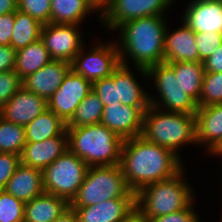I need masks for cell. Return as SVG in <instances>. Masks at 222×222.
I'll return each instance as SVG.
<instances>
[{"label":"cell","mask_w":222,"mask_h":222,"mask_svg":"<svg viewBox=\"0 0 222 222\" xmlns=\"http://www.w3.org/2000/svg\"><path fill=\"white\" fill-rule=\"evenodd\" d=\"M183 164L174 151L149 142L141 135L122 142L119 166L135 194L147 185L177 175L185 168Z\"/></svg>","instance_id":"obj_1"},{"label":"cell","mask_w":222,"mask_h":222,"mask_svg":"<svg viewBox=\"0 0 222 222\" xmlns=\"http://www.w3.org/2000/svg\"><path fill=\"white\" fill-rule=\"evenodd\" d=\"M165 16L153 15L132 19L115 30L119 35L116 43L121 64L130 66L129 61H132L134 68L139 71L137 73L145 80H148L149 67L164 62V39L169 25Z\"/></svg>","instance_id":"obj_2"},{"label":"cell","mask_w":222,"mask_h":222,"mask_svg":"<svg viewBox=\"0 0 222 222\" xmlns=\"http://www.w3.org/2000/svg\"><path fill=\"white\" fill-rule=\"evenodd\" d=\"M195 129L194 114L165 112L150 105L143 115L141 136L181 157L180 148L196 145Z\"/></svg>","instance_id":"obj_3"},{"label":"cell","mask_w":222,"mask_h":222,"mask_svg":"<svg viewBox=\"0 0 222 222\" xmlns=\"http://www.w3.org/2000/svg\"><path fill=\"white\" fill-rule=\"evenodd\" d=\"M68 149L88 166L117 165L123 140L105 125L67 127Z\"/></svg>","instance_id":"obj_4"},{"label":"cell","mask_w":222,"mask_h":222,"mask_svg":"<svg viewBox=\"0 0 222 222\" xmlns=\"http://www.w3.org/2000/svg\"><path fill=\"white\" fill-rule=\"evenodd\" d=\"M185 170L169 179L147 185L136 193V208L148 221L181 211L196 200L192 185L185 180Z\"/></svg>","instance_id":"obj_5"},{"label":"cell","mask_w":222,"mask_h":222,"mask_svg":"<svg viewBox=\"0 0 222 222\" xmlns=\"http://www.w3.org/2000/svg\"><path fill=\"white\" fill-rule=\"evenodd\" d=\"M116 198H136L119 164L89 166L70 207H86Z\"/></svg>","instance_id":"obj_6"},{"label":"cell","mask_w":222,"mask_h":222,"mask_svg":"<svg viewBox=\"0 0 222 222\" xmlns=\"http://www.w3.org/2000/svg\"><path fill=\"white\" fill-rule=\"evenodd\" d=\"M148 82L153 80L156 97L149 93V103L165 112L196 114L197 102L183 89L173 68L166 62L156 64L147 69ZM158 98V99H157Z\"/></svg>","instance_id":"obj_7"},{"label":"cell","mask_w":222,"mask_h":222,"mask_svg":"<svg viewBox=\"0 0 222 222\" xmlns=\"http://www.w3.org/2000/svg\"><path fill=\"white\" fill-rule=\"evenodd\" d=\"M88 167L67 149L42 171L44 192L63 198L70 204L83 183Z\"/></svg>","instance_id":"obj_8"},{"label":"cell","mask_w":222,"mask_h":222,"mask_svg":"<svg viewBox=\"0 0 222 222\" xmlns=\"http://www.w3.org/2000/svg\"><path fill=\"white\" fill-rule=\"evenodd\" d=\"M71 69L93 83L96 80L111 76L121 64L116 40L101 43L96 42L88 51L85 45L73 58Z\"/></svg>","instance_id":"obj_9"},{"label":"cell","mask_w":222,"mask_h":222,"mask_svg":"<svg viewBox=\"0 0 222 222\" xmlns=\"http://www.w3.org/2000/svg\"><path fill=\"white\" fill-rule=\"evenodd\" d=\"M174 1L177 0H111L99 23L112 33L126 21L146 16L165 15Z\"/></svg>","instance_id":"obj_10"},{"label":"cell","mask_w":222,"mask_h":222,"mask_svg":"<svg viewBox=\"0 0 222 222\" xmlns=\"http://www.w3.org/2000/svg\"><path fill=\"white\" fill-rule=\"evenodd\" d=\"M80 25L48 23L43 25L41 40L52 60L71 63L84 46ZM83 37V38H82Z\"/></svg>","instance_id":"obj_11"},{"label":"cell","mask_w":222,"mask_h":222,"mask_svg":"<svg viewBox=\"0 0 222 222\" xmlns=\"http://www.w3.org/2000/svg\"><path fill=\"white\" fill-rule=\"evenodd\" d=\"M91 90L92 83L70 69L59 88L48 99V109L68 123L77 106Z\"/></svg>","instance_id":"obj_12"},{"label":"cell","mask_w":222,"mask_h":222,"mask_svg":"<svg viewBox=\"0 0 222 222\" xmlns=\"http://www.w3.org/2000/svg\"><path fill=\"white\" fill-rule=\"evenodd\" d=\"M149 107H133L121 103L104 106L101 124L122 140L141 135L143 115Z\"/></svg>","instance_id":"obj_13"},{"label":"cell","mask_w":222,"mask_h":222,"mask_svg":"<svg viewBox=\"0 0 222 222\" xmlns=\"http://www.w3.org/2000/svg\"><path fill=\"white\" fill-rule=\"evenodd\" d=\"M48 108L45 98L21 87L1 108L0 116L6 121L26 126Z\"/></svg>","instance_id":"obj_14"},{"label":"cell","mask_w":222,"mask_h":222,"mask_svg":"<svg viewBox=\"0 0 222 222\" xmlns=\"http://www.w3.org/2000/svg\"><path fill=\"white\" fill-rule=\"evenodd\" d=\"M188 4L181 21L190 29L222 33V0H190Z\"/></svg>","instance_id":"obj_15"},{"label":"cell","mask_w":222,"mask_h":222,"mask_svg":"<svg viewBox=\"0 0 222 222\" xmlns=\"http://www.w3.org/2000/svg\"><path fill=\"white\" fill-rule=\"evenodd\" d=\"M70 69L71 64L69 62L51 60L35 73L22 79V87L48 101L59 88Z\"/></svg>","instance_id":"obj_16"},{"label":"cell","mask_w":222,"mask_h":222,"mask_svg":"<svg viewBox=\"0 0 222 222\" xmlns=\"http://www.w3.org/2000/svg\"><path fill=\"white\" fill-rule=\"evenodd\" d=\"M68 149V135H61L41 142H27L20 154V164L43 171Z\"/></svg>","instance_id":"obj_17"},{"label":"cell","mask_w":222,"mask_h":222,"mask_svg":"<svg viewBox=\"0 0 222 222\" xmlns=\"http://www.w3.org/2000/svg\"><path fill=\"white\" fill-rule=\"evenodd\" d=\"M178 29L167 26L164 39V62H201L195 32L183 21Z\"/></svg>","instance_id":"obj_18"},{"label":"cell","mask_w":222,"mask_h":222,"mask_svg":"<svg viewBox=\"0 0 222 222\" xmlns=\"http://www.w3.org/2000/svg\"><path fill=\"white\" fill-rule=\"evenodd\" d=\"M195 128L196 144L209 155L222 141V104L198 107Z\"/></svg>","instance_id":"obj_19"},{"label":"cell","mask_w":222,"mask_h":222,"mask_svg":"<svg viewBox=\"0 0 222 222\" xmlns=\"http://www.w3.org/2000/svg\"><path fill=\"white\" fill-rule=\"evenodd\" d=\"M78 222H119L136 208V198H116L86 207H71Z\"/></svg>","instance_id":"obj_20"},{"label":"cell","mask_w":222,"mask_h":222,"mask_svg":"<svg viewBox=\"0 0 222 222\" xmlns=\"http://www.w3.org/2000/svg\"><path fill=\"white\" fill-rule=\"evenodd\" d=\"M4 190L24 203L44 192L42 171L20 164Z\"/></svg>","instance_id":"obj_21"},{"label":"cell","mask_w":222,"mask_h":222,"mask_svg":"<svg viewBox=\"0 0 222 222\" xmlns=\"http://www.w3.org/2000/svg\"><path fill=\"white\" fill-rule=\"evenodd\" d=\"M131 69L128 65L120 64L111 74L115 84H118L119 103L133 107H149V92L144 90Z\"/></svg>","instance_id":"obj_22"},{"label":"cell","mask_w":222,"mask_h":222,"mask_svg":"<svg viewBox=\"0 0 222 222\" xmlns=\"http://www.w3.org/2000/svg\"><path fill=\"white\" fill-rule=\"evenodd\" d=\"M69 207L65 199L43 192L25 203L24 222H53Z\"/></svg>","instance_id":"obj_23"},{"label":"cell","mask_w":222,"mask_h":222,"mask_svg":"<svg viewBox=\"0 0 222 222\" xmlns=\"http://www.w3.org/2000/svg\"><path fill=\"white\" fill-rule=\"evenodd\" d=\"M48 50L41 39L16 51L14 71L24 79L51 61Z\"/></svg>","instance_id":"obj_24"},{"label":"cell","mask_w":222,"mask_h":222,"mask_svg":"<svg viewBox=\"0 0 222 222\" xmlns=\"http://www.w3.org/2000/svg\"><path fill=\"white\" fill-rule=\"evenodd\" d=\"M24 128L27 142H41L61 135L66 130L67 123L47 108Z\"/></svg>","instance_id":"obj_25"},{"label":"cell","mask_w":222,"mask_h":222,"mask_svg":"<svg viewBox=\"0 0 222 222\" xmlns=\"http://www.w3.org/2000/svg\"><path fill=\"white\" fill-rule=\"evenodd\" d=\"M51 23L80 25L94 10L86 0H50Z\"/></svg>","instance_id":"obj_26"},{"label":"cell","mask_w":222,"mask_h":222,"mask_svg":"<svg viewBox=\"0 0 222 222\" xmlns=\"http://www.w3.org/2000/svg\"><path fill=\"white\" fill-rule=\"evenodd\" d=\"M174 70L176 78L184 91L199 103L205 69L203 62H172L168 63Z\"/></svg>","instance_id":"obj_27"},{"label":"cell","mask_w":222,"mask_h":222,"mask_svg":"<svg viewBox=\"0 0 222 222\" xmlns=\"http://www.w3.org/2000/svg\"><path fill=\"white\" fill-rule=\"evenodd\" d=\"M14 30L10 46L16 51L38 41L41 38L43 24L29 14L19 10L14 12Z\"/></svg>","instance_id":"obj_28"},{"label":"cell","mask_w":222,"mask_h":222,"mask_svg":"<svg viewBox=\"0 0 222 222\" xmlns=\"http://www.w3.org/2000/svg\"><path fill=\"white\" fill-rule=\"evenodd\" d=\"M104 106L98 95L91 90L84 100L77 106L76 112L67 127H81L99 124Z\"/></svg>","instance_id":"obj_29"},{"label":"cell","mask_w":222,"mask_h":222,"mask_svg":"<svg viewBox=\"0 0 222 222\" xmlns=\"http://www.w3.org/2000/svg\"><path fill=\"white\" fill-rule=\"evenodd\" d=\"M27 143L24 126L0 116V152L20 155Z\"/></svg>","instance_id":"obj_30"},{"label":"cell","mask_w":222,"mask_h":222,"mask_svg":"<svg viewBox=\"0 0 222 222\" xmlns=\"http://www.w3.org/2000/svg\"><path fill=\"white\" fill-rule=\"evenodd\" d=\"M222 104V72H205L198 107Z\"/></svg>","instance_id":"obj_31"},{"label":"cell","mask_w":222,"mask_h":222,"mask_svg":"<svg viewBox=\"0 0 222 222\" xmlns=\"http://www.w3.org/2000/svg\"><path fill=\"white\" fill-rule=\"evenodd\" d=\"M25 203L0 190V222H24Z\"/></svg>","instance_id":"obj_32"},{"label":"cell","mask_w":222,"mask_h":222,"mask_svg":"<svg viewBox=\"0 0 222 222\" xmlns=\"http://www.w3.org/2000/svg\"><path fill=\"white\" fill-rule=\"evenodd\" d=\"M18 10L45 25L51 22L50 0H18Z\"/></svg>","instance_id":"obj_33"},{"label":"cell","mask_w":222,"mask_h":222,"mask_svg":"<svg viewBox=\"0 0 222 222\" xmlns=\"http://www.w3.org/2000/svg\"><path fill=\"white\" fill-rule=\"evenodd\" d=\"M92 90L98 95L103 106L119 103L118 84H115L111 76L94 81Z\"/></svg>","instance_id":"obj_34"},{"label":"cell","mask_w":222,"mask_h":222,"mask_svg":"<svg viewBox=\"0 0 222 222\" xmlns=\"http://www.w3.org/2000/svg\"><path fill=\"white\" fill-rule=\"evenodd\" d=\"M195 41L201 62L209 58L222 44V33H195Z\"/></svg>","instance_id":"obj_35"},{"label":"cell","mask_w":222,"mask_h":222,"mask_svg":"<svg viewBox=\"0 0 222 222\" xmlns=\"http://www.w3.org/2000/svg\"><path fill=\"white\" fill-rule=\"evenodd\" d=\"M22 87V79L14 71L0 73V108Z\"/></svg>","instance_id":"obj_36"},{"label":"cell","mask_w":222,"mask_h":222,"mask_svg":"<svg viewBox=\"0 0 222 222\" xmlns=\"http://www.w3.org/2000/svg\"><path fill=\"white\" fill-rule=\"evenodd\" d=\"M19 165L20 155L0 152V190L5 188Z\"/></svg>","instance_id":"obj_37"},{"label":"cell","mask_w":222,"mask_h":222,"mask_svg":"<svg viewBox=\"0 0 222 222\" xmlns=\"http://www.w3.org/2000/svg\"><path fill=\"white\" fill-rule=\"evenodd\" d=\"M194 201L185 209L152 218L149 222H202L195 210ZM200 219V220H199Z\"/></svg>","instance_id":"obj_38"},{"label":"cell","mask_w":222,"mask_h":222,"mask_svg":"<svg viewBox=\"0 0 222 222\" xmlns=\"http://www.w3.org/2000/svg\"><path fill=\"white\" fill-rule=\"evenodd\" d=\"M14 24V13L0 16V46L10 45Z\"/></svg>","instance_id":"obj_39"},{"label":"cell","mask_w":222,"mask_h":222,"mask_svg":"<svg viewBox=\"0 0 222 222\" xmlns=\"http://www.w3.org/2000/svg\"><path fill=\"white\" fill-rule=\"evenodd\" d=\"M16 50L10 45L0 46V73L14 70Z\"/></svg>","instance_id":"obj_40"},{"label":"cell","mask_w":222,"mask_h":222,"mask_svg":"<svg viewBox=\"0 0 222 222\" xmlns=\"http://www.w3.org/2000/svg\"><path fill=\"white\" fill-rule=\"evenodd\" d=\"M205 72H222V44L206 60L203 61Z\"/></svg>","instance_id":"obj_41"},{"label":"cell","mask_w":222,"mask_h":222,"mask_svg":"<svg viewBox=\"0 0 222 222\" xmlns=\"http://www.w3.org/2000/svg\"><path fill=\"white\" fill-rule=\"evenodd\" d=\"M86 2L91 6V8L97 12L98 18L103 15V13L109 7L111 0H86Z\"/></svg>","instance_id":"obj_42"},{"label":"cell","mask_w":222,"mask_h":222,"mask_svg":"<svg viewBox=\"0 0 222 222\" xmlns=\"http://www.w3.org/2000/svg\"><path fill=\"white\" fill-rule=\"evenodd\" d=\"M18 10V0H0V16Z\"/></svg>","instance_id":"obj_43"},{"label":"cell","mask_w":222,"mask_h":222,"mask_svg":"<svg viewBox=\"0 0 222 222\" xmlns=\"http://www.w3.org/2000/svg\"><path fill=\"white\" fill-rule=\"evenodd\" d=\"M53 222H78V218L73 208L69 207Z\"/></svg>","instance_id":"obj_44"},{"label":"cell","mask_w":222,"mask_h":222,"mask_svg":"<svg viewBox=\"0 0 222 222\" xmlns=\"http://www.w3.org/2000/svg\"><path fill=\"white\" fill-rule=\"evenodd\" d=\"M119 222H149L140 211L135 208L130 214H128L125 218L120 220Z\"/></svg>","instance_id":"obj_45"},{"label":"cell","mask_w":222,"mask_h":222,"mask_svg":"<svg viewBox=\"0 0 222 222\" xmlns=\"http://www.w3.org/2000/svg\"><path fill=\"white\" fill-rule=\"evenodd\" d=\"M210 155H213V157L216 155L217 157L222 156V141L219 143V145L210 153Z\"/></svg>","instance_id":"obj_46"}]
</instances>
